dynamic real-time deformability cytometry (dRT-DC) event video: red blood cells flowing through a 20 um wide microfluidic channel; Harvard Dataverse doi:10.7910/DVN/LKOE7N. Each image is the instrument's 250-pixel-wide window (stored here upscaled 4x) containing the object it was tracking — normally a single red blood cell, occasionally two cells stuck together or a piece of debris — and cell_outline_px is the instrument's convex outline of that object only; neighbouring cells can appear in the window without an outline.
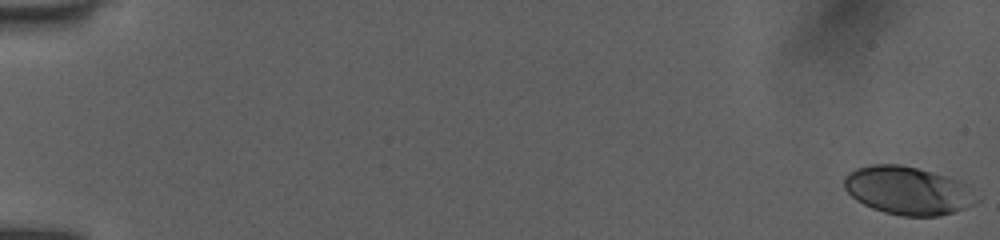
{"species": "human", "species_latin": "Homo sapiens", "temperature_condition": "room temperature", "stored_images_in_passage": 7, "camera_frame_rate_fps": 3000, "um_per_image_px": 0.085, "donor": {"sex": "female"}, "frame": {"image": 1, "passage_image": 1, "time_ms": 0.0, "image_size_px": [1000, 240], "cell_outline_px": [[980, 200], [976, 204], [940, 216], [904, 216], [884, 212], [872, 208], [856, 200], [844, 188], [844, 176], [848, 172], [856, 168], [872, 164], [900, 164], [948, 176], [968, 184]], "centroid_in_image_um": [77.19, 16.19], "position_along_channel_um": 7.8, "area_um2": 37.34}}
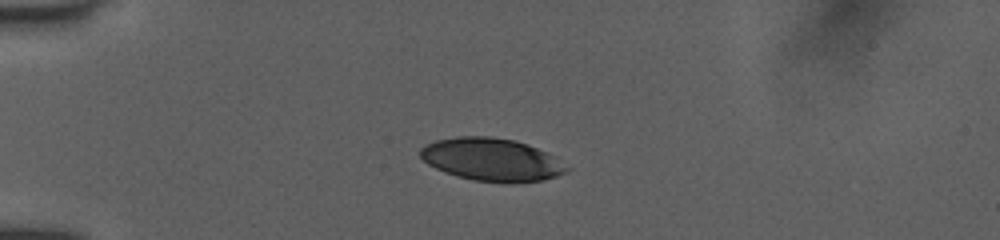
{"frame": {"image": 2, "passage_image": 6, "time_ms": 4.667, "image_size_px": [1000, 240], "cell_outline_px": [[572, 168], [556, 176], [540, 180], [512, 184], [508, 184], [472, 180], [456, 176], [444, 172], [428, 164], [420, 156], [420, 148], [424, 144], [436, 140], [460, 136], [488, 136], [512, 140], [528, 144], [552, 156]], "centroid_in_image_um": [41.76, 13.58], "position_along_channel_um": 43.2, "area_um2": 36.53}}